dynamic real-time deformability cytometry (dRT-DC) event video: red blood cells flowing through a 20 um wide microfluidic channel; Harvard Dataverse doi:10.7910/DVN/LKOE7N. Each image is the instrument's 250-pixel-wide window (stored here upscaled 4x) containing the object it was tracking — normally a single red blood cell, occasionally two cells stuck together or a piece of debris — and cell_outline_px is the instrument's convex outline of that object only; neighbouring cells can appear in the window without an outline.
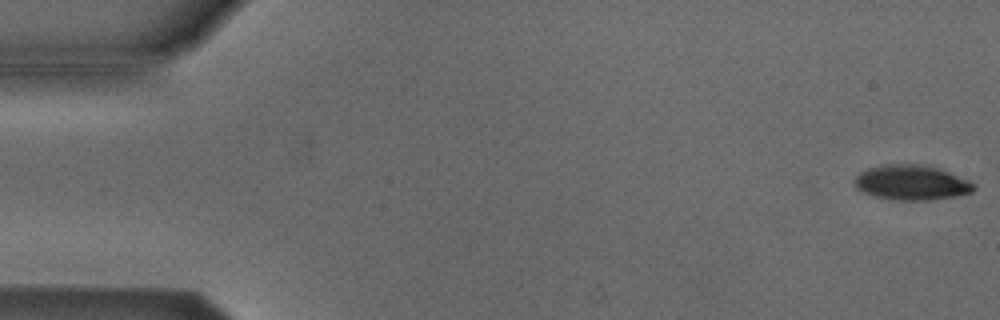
{"species": "Egyptian fruit bat (a non-hibernating species)", "species_latin": "Rousettus aegyptiacus", "temperature_condition": "cold", "stored_images_in_passage": 53, "camera_frame_rate_fps": 3000, "um_per_image_px": 0.085, "animal": {"sex": "male"}, "frame": {"image": 1, "passage_image": 1, "time_ms": 0.0, "image_size_px": [1000, 320], "cell_outline_px": [[976, 188], [972, 192], [956, 196], [928, 200], [900, 200], [876, 196], [864, 192], [856, 188], [856, 176], [860, 172], [868, 168], [884, 164], [920, 164], [940, 168], [968, 180], [976, 184]], "centroid_in_image_um": [77.52, 15.51], "position_along_channel_um": 7.5, "area_um2": 24.16}}
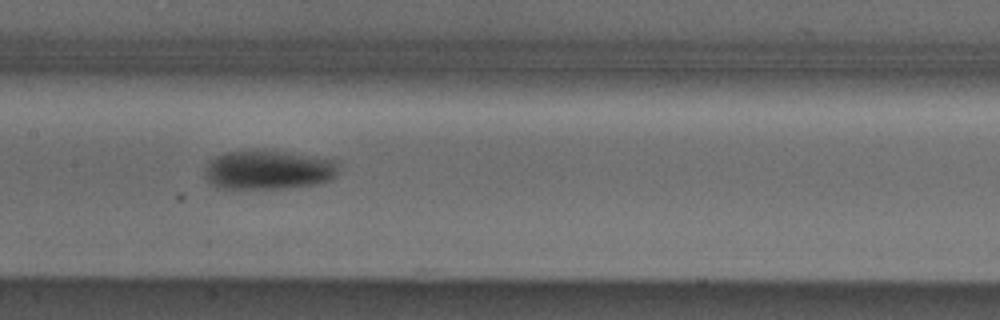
{"frame": {"image": 2, "passage_image": 26, "time_ms": 8.333, "image_size_px": [1000, 320], "cell_outline_px": [[336, 176], [332, 180], [316, 184], [284, 188], [216, 188], [204, 176], [204, 168], [208, 160], [224, 152], [284, 152], [336, 160]], "centroid_in_image_um": [22.77, 14.46], "position_along_channel_um": 184.6, "area_um2": 30.06}}
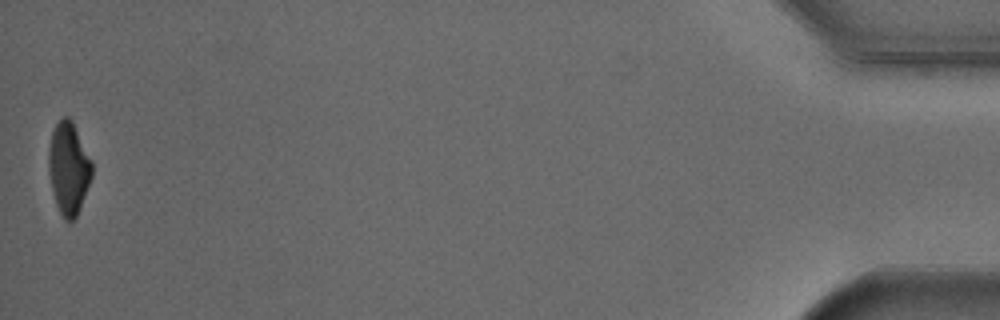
{"frame": {"image": 3, "passage_image": 53, "time_ms": 17.333, "image_size_px": [1000, 320], "cell_outline_px": [[92, 176], [80, 208], [76, 216], [72, 220], [64, 220], [56, 204], [48, 172], [48, 152], [52, 132], [56, 124], [64, 116], [68, 116], [72, 120], [92, 160]], "centroid_in_image_um": [5.83, 14.28], "position_along_channel_um": 429.4, "area_um2": 23.18}, "authors_computed_cell_mechanics": {"area_um2": 27.2238, "velocity_mm_per_s": 3.8361, "shape_relaxation_time_tau1_ms": 2.8987, "shape_relaxation_time_tau2_ms": null, "deformation_change_tau1": 0.1255, "deformation_change_tau2": null}}